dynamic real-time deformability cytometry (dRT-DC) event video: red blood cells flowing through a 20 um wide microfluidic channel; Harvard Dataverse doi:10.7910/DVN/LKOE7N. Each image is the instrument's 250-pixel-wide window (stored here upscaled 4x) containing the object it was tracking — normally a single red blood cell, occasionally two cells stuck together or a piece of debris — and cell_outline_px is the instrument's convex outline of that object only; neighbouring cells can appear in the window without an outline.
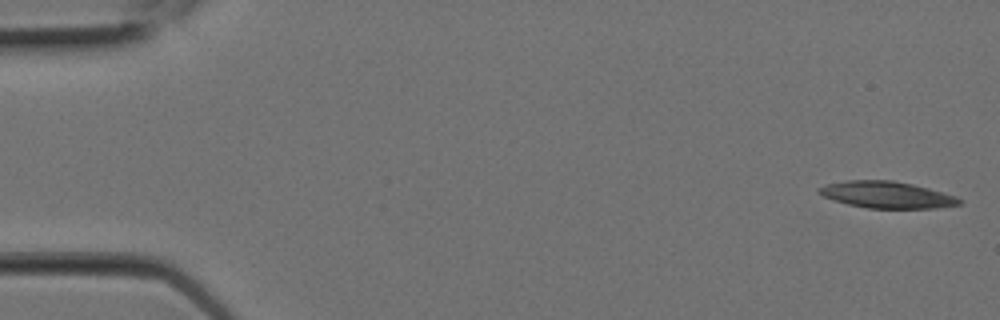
{"species": "Egyptian fruit bat (a non-hibernating species)", "species_latin": "Rousettus aegyptiacus", "temperature_condition": "room temperature", "stored_images_in_passage": 9, "camera_frame_rate_fps": 3000, "um_per_image_px": 0.085, "animal": {"sex": "female"}, "frame": {"image": 1, "passage_image": 1, "time_ms": 0.0, "image_size_px": [1000, 320], "cell_outline_px": [[964, 200], [960, 204], [936, 208], [868, 208], [848, 204], [832, 200], [816, 192], [816, 188], [828, 184], [844, 180], [892, 180], [912, 184], [928, 188], [956, 196]], "centroid_in_image_um": [75.36, 16.55], "position_along_channel_um": 9.6, "area_um2": 21.85}}
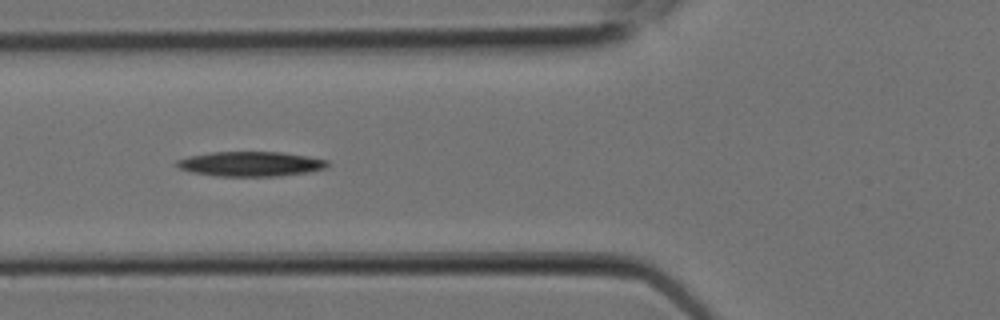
{"frame": {"image": 2, "passage_image": 8, "time_ms": 2.333, "image_size_px": [1000, 320], "cell_outline_px": [[332, 164], [324, 168], [308, 172], [276, 176], [216, 176], [192, 172], [180, 168], [176, 164], [176, 160], [192, 156], [212, 152], [280, 152], [308, 156], [328, 160]], "centroid_in_image_um": [21.35, 13.93], "position_along_channel_um": 104.5, "area_um2": 21.62}}
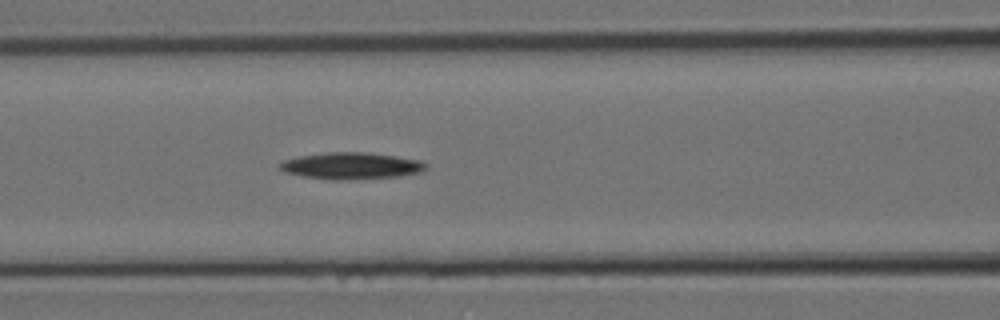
{"frame": {"image": 3, "passage_image": 9, "time_ms": 2.667, "image_size_px": [1000, 320], "cell_outline_px": [[428, 168], [420, 172], [400, 176], [348, 180], [332, 180], [304, 176], [284, 172], [276, 164], [284, 160], [300, 156], [328, 152], [364, 152], [396, 156], [420, 160], [428, 164]], "centroid_in_image_um": [29.87, 14.1], "position_along_channel_um": 136.7, "area_um2": 22.83}}